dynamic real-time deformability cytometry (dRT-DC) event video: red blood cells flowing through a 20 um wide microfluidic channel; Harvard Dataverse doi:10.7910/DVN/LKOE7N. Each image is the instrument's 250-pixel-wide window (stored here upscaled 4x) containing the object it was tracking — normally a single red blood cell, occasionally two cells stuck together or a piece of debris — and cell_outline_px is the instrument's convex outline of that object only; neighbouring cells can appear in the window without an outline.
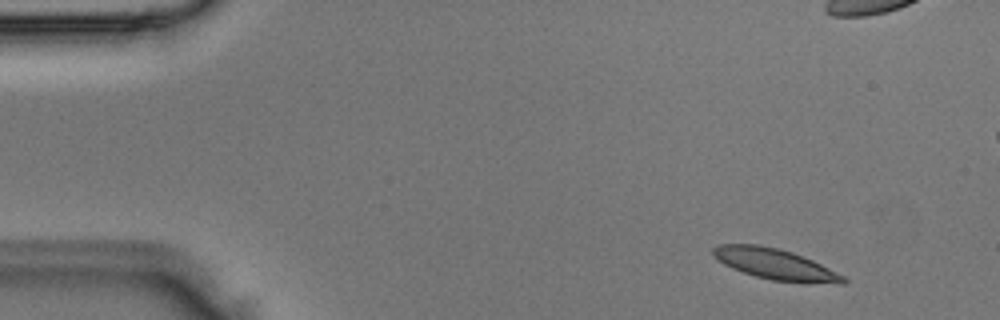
{"species": "Egyptian fruit bat (a non-hibernating species)", "species_latin": "Rousettus aegyptiacus", "temperature_condition": "room temperature", "stored_images_in_passage": 5, "camera_frame_rate_fps": 3000, "um_per_image_px": 0.085, "animal": {"sex": "male"}, "frame": {"image": 1, "passage_image": 2, "time_ms": 0.333, "image_size_px": [1000, 320], "cell_outline_px": [[848, 280], [844, 284], [808, 284], [772, 280], [756, 276], [732, 268], [724, 264], [712, 252], [712, 248], [720, 244], [760, 244], [780, 248], [792, 252], [812, 260], [844, 276]], "centroid_in_image_um": [65.95, 22.47], "position_along_channel_um": 19.1, "area_um2": 23.47}}